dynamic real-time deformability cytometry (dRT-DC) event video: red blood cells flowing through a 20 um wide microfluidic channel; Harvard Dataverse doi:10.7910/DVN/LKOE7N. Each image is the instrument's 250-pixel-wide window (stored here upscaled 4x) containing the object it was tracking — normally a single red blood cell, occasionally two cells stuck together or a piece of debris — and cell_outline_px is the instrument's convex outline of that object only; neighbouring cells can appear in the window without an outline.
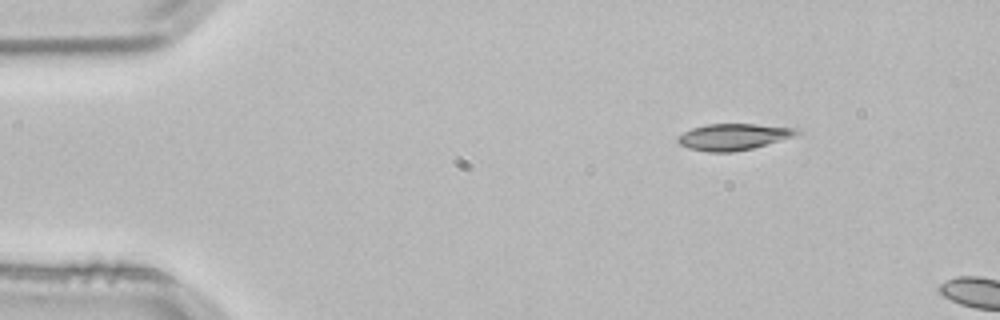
{"species": "common noctule bat (a hibernating species)", "species_latin": "Nyctalus noctula", "temperature_condition": "room temperature", "stored_images_in_passage": 2, "camera_frame_rate_fps": 3000, "um_per_image_px": 0.085, "animal": {"sex": "male", "body_mass_g": 21.5, "forearm_length_mm": 52.0}, "frame": {"image": 1, "passage_image": 1, "time_ms": 0.0, "image_size_px": [1000, 320], "cell_outline_px": [[804, 132], [796, 136], [752, 148], [732, 152], [708, 152], [688, 148], [680, 144], [676, 140], [676, 136], [692, 128], [704, 124], [756, 124], [796, 128]], "centroid_in_image_um": [62.34, 11.62], "position_along_channel_um": 22.7, "area_um2": 18.44}}